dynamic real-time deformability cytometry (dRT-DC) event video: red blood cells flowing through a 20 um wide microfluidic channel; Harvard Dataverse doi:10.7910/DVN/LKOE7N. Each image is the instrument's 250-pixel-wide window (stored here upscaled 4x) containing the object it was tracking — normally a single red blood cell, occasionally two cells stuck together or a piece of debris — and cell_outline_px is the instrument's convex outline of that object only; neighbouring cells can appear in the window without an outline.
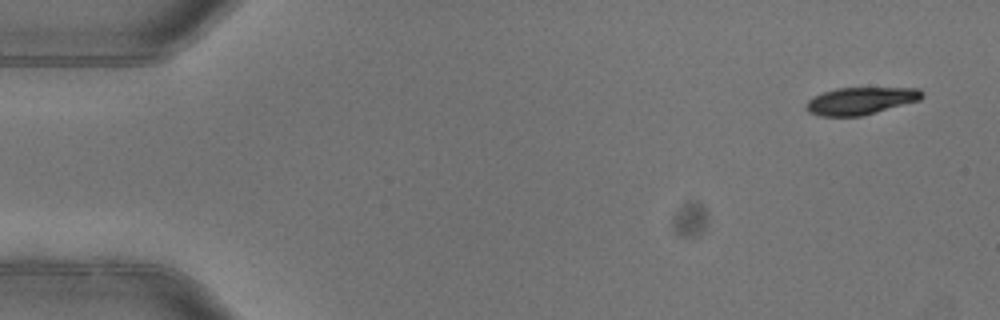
{"species": "common noctule bat (a hibernating species)", "species_latin": "Nyctalus noctula", "temperature_condition": "warm", "stored_images_in_passage": 5, "camera_frame_rate_fps": 3000, "um_per_image_px": 0.085, "animal": {"sex": "female"}, "frame": {"image": 1, "passage_image": 1, "time_ms": 0.0, "image_size_px": [1000, 320], "cell_outline_px": [[924, 96], [920, 100], [860, 116], [820, 116], [808, 112], [804, 108], [808, 100], [812, 96], [836, 88], [920, 88], [924, 92]], "centroid_in_image_um": [73.13, 8.56], "position_along_channel_um": 11.9, "area_um2": 18.44}}